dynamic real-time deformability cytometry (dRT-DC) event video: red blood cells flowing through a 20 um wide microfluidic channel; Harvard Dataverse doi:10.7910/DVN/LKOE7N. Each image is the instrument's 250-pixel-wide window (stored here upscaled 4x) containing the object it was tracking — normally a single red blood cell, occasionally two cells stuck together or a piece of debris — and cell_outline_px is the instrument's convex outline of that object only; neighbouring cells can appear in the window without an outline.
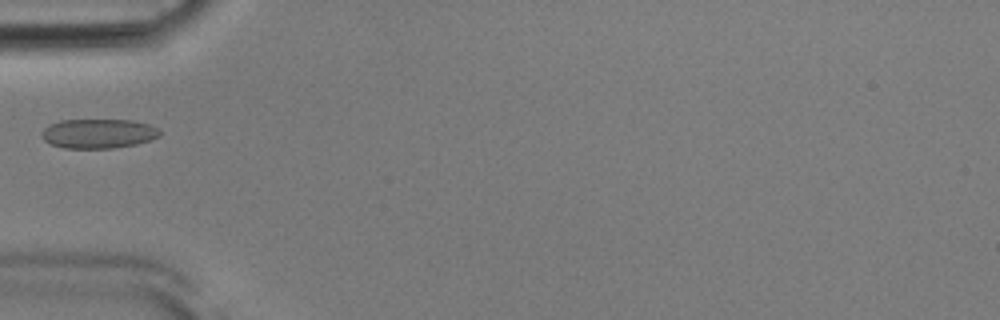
{"species": "Egyptian fruit bat (a non-hibernating species)", "species_latin": "Rousettus aegyptiacus", "temperature_condition": "room temperature", "stored_images_in_passage": 2, "camera_frame_rate_fps": 3000, "um_per_image_px": 0.085, "animal": {"sex": "male"}, "frame": {"image": 1, "passage_image": 1, "time_ms": 0.0, "image_size_px": [1000, 320], "cell_outline_px": [[160, 136], [136, 144], [112, 148], [64, 148], [52, 144], [44, 140], [40, 132], [48, 124], [60, 120], [132, 120], [148, 124], [160, 128]], "centroid_in_image_um": [8.35, 11.34], "position_along_channel_um": 76.7, "area_um2": 20.29}}